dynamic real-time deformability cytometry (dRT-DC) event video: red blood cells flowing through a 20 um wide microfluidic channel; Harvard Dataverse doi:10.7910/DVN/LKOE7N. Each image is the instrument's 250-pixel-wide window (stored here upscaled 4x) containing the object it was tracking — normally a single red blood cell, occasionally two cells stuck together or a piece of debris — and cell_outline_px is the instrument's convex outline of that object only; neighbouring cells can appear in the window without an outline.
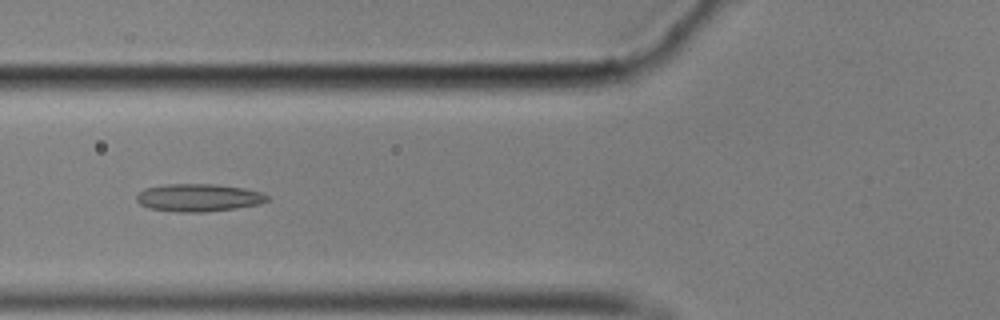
{"species": "common noctule bat (a hibernating species)", "species_latin": "Nyctalus noctula", "temperature_condition": "cold", "stored_images_in_passage": 47, "camera_frame_rate_fps": 3000, "um_per_image_px": 0.085, "animal": {"sex": "male", "body_mass_g": 17.9}, "frame": {"image": 1, "passage_image": 12, "time_ms": 3.667, "image_size_px": [1000, 320], "cell_outline_px": [[268, 200], [260, 204], [236, 208], [204, 212], [176, 212], [148, 208], [140, 204], [136, 200], [136, 196], [144, 188], [164, 184], [216, 184], [244, 188], [264, 192], [268, 196]], "centroid_in_image_um": [16.88, 16.8], "position_along_channel_um": 108.9, "area_um2": 21.27}}
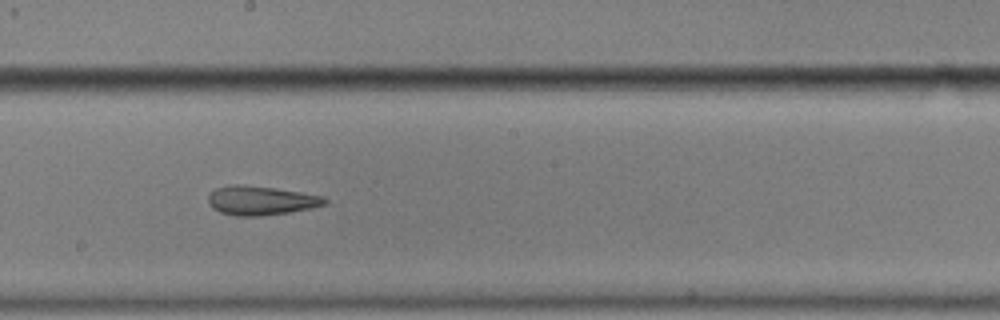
{"frame": {"image": 2, "passage_image": 22, "time_ms": 7.0, "image_size_px": [1000, 320], "cell_outline_px": [[328, 204], [312, 208], [288, 212], [260, 216], [236, 216], [220, 212], [212, 208], [208, 204], [208, 196], [216, 188], [232, 184], [240, 184], [276, 188], [324, 196], [328, 200]], "centroid_in_image_um": [22.18, 17.04], "position_along_channel_um": 226.0, "area_um2": 19.88}}
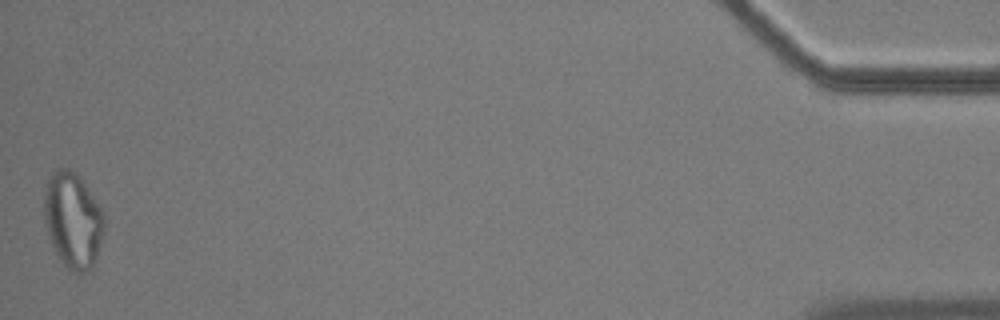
{"frame": {"image": 3, "passage_image": 47, "time_ms": 15.333, "image_size_px": [1000, 320], "cell_outline_px": [[104, 232], [92, 268], [76, 276], [60, 260], [48, 236], [44, 220], [44, 192], [48, 180], [52, 172], [56, 168], [68, 168], [76, 172], [88, 188], [104, 212]], "centroid_in_image_um": [6.19, 18.71], "position_along_channel_um": 429.0, "area_um2": 33.7}, "authors_computed_cell_mechanics": {"area_um2": 21.386, "velocity_mm_per_s": 3.5031, "shape_relaxation_time_tau1_ms": null, "shape_relaxation_time_tau2_ms": 3.387, "deformation_change_tau1": null, "deformation_change_tau2": 0.1252}}